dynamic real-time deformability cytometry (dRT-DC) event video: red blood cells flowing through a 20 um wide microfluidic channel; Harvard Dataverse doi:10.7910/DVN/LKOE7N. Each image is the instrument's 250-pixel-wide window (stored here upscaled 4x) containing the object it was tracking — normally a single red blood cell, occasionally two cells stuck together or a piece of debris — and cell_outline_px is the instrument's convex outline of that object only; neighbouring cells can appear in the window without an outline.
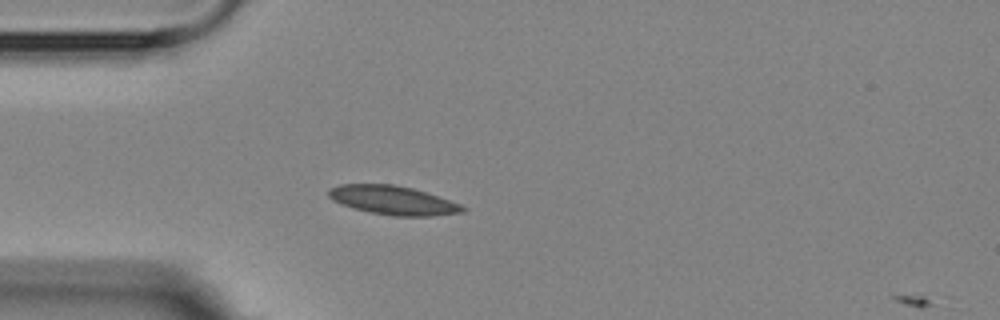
{"species": "Egyptian fruit bat (a non-hibernating species)", "species_latin": "Rousettus aegyptiacus", "temperature_condition": "room temperature", "stored_images_in_passage": 4, "camera_frame_rate_fps": 3000, "um_per_image_px": 0.085, "animal": {"sex": "female"}, "frame": {"image": 1, "passage_image": 3, "time_ms": 2.333, "image_size_px": [1000, 320], "cell_outline_px": [[468, 208], [464, 212], [432, 216], [392, 216], [352, 208], [332, 200], [328, 196], [328, 188], [340, 184], [392, 184], [412, 188], [460, 204]], "centroid_in_image_um": [33.37, 17.02], "position_along_channel_um": 51.6, "area_um2": 22.43}}